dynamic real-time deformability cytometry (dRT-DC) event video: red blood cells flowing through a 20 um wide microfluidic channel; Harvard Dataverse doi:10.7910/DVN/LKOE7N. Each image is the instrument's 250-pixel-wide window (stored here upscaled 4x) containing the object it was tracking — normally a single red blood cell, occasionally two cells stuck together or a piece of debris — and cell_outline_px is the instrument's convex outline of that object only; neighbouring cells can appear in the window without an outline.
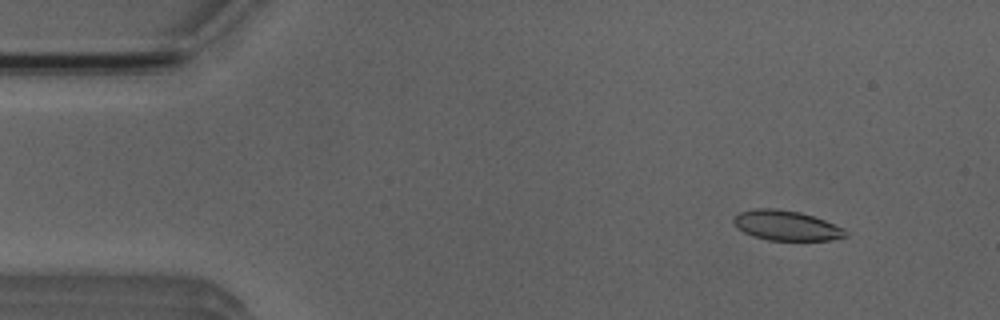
{"species": "Egyptian fruit bat (a non-hibernating species)", "species_latin": "Rousettus aegyptiacus", "temperature_condition": "room temperature", "stored_images_in_passage": 51, "camera_frame_rate_fps": 3000, "um_per_image_px": 0.085, "animal": {"sex": "male"}, "frame": {"image": 1, "passage_image": 5, "time_ms": 1.333, "image_size_px": [1000, 320], "cell_outline_px": [[848, 236], [832, 240], [768, 240], [752, 236], [736, 228], [732, 220], [732, 216], [740, 212], [756, 208], [776, 208], [800, 212], [824, 220], [844, 228], [848, 232]], "centroid_in_image_um": [66.81, 19.17], "position_along_channel_um": 18.2, "area_um2": 19.71}}
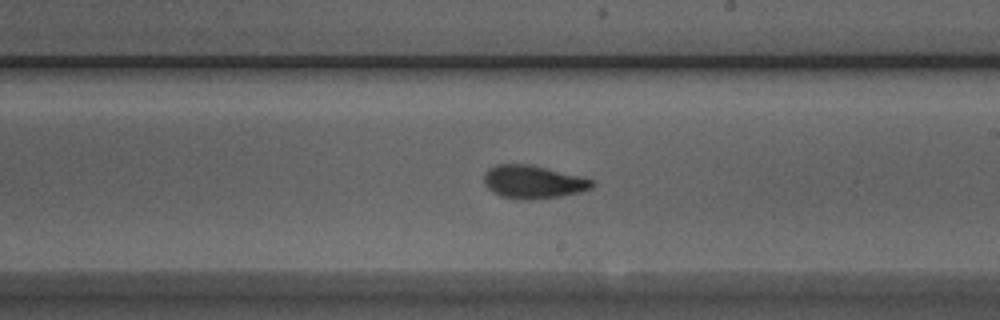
{"frame": {"image": 2, "passage_image": 29, "time_ms": 9.333, "image_size_px": [1000, 320], "cell_outline_px": [[596, 184], [592, 188], [580, 192], [560, 196], [528, 200], [520, 200], [500, 196], [492, 192], [484, 184], [484, 176], [488, 168], [496, 164], [532, 164], [584, 176], [592, 180]], "centroid_in_image_um": [45.34, 15.45], "position_along_channel_um": 243.7, "area_um2": 21.27}}
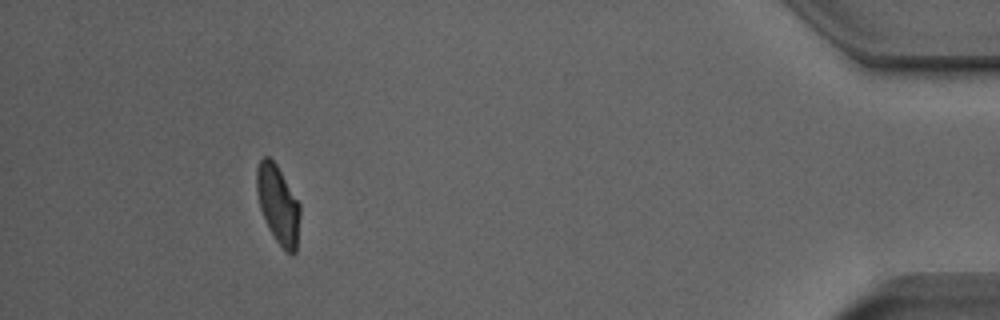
{"frame": {"image": 3, "passage_image": 47, "time_ms": 15.333, "image_size_px": [1000, 320], "cell_outline_px": [[300, 216], [296, 252], [292, 256], [276, 240], [260, 208], [256, 192], [256, 168], [260, 160], [264, 156], [268, 156], [276, 164], [300, 204]], "centroid_in_image_um": [23.64, 17.35], "position_along_channel_um": 411.6, "area_um2": 19.48}, "authors_computed_cell_mechanics": {"area_um2": 20.23, "velocity_mm_per_s": 3.9165, "shape_relaxation_time_tau1_ms": 4.53, "shape_relaxation_time_tau2_ms": 1.0952, "deformation_change_tau1": 0.1579, "deformation_change_tau2": 0.061}}